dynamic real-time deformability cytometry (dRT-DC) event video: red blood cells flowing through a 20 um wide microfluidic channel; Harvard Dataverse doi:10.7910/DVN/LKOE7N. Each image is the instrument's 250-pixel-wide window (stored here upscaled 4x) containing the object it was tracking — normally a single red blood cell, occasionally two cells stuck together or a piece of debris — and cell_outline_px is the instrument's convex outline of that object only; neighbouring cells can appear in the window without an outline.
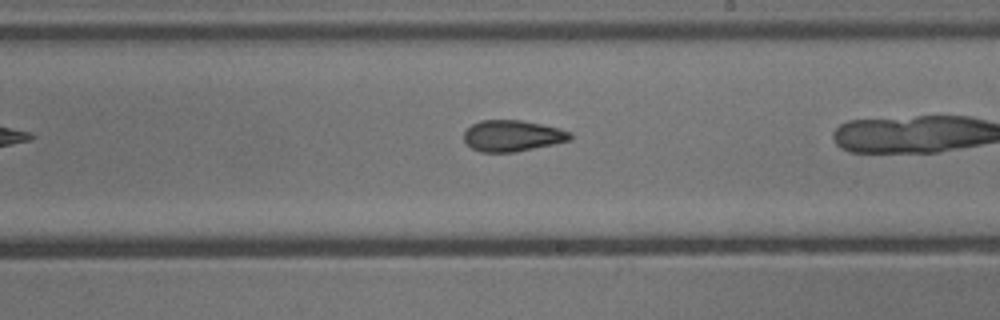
{"species": "common noctule bat (a hibernating species)", "species_latin": "Nyctalus noctula", "temperature_condition": "cold", "stored_images_in_passage": 25, "camera_frame_rate_fps": 3000, "um_per_image_px": 0.085, "animal": {"sex": "male", "body_mass_g": 13.3}, "frame": {"image": 1, "passage_image": 15, "time_ms": 4.667, "image_size_px": [1000, 320], "cell_outline_px": [[572, 140], [516, 152], [480, 152], [472, 148], [464, 140], [464, 132], [472, 124], [480, 120], [520, 120], [560, 128], [572, 132]], "centroid_in_image_um": [43.57, 11.54], "position_along_channel_um": 245.4, "area_um2": 19.36}}
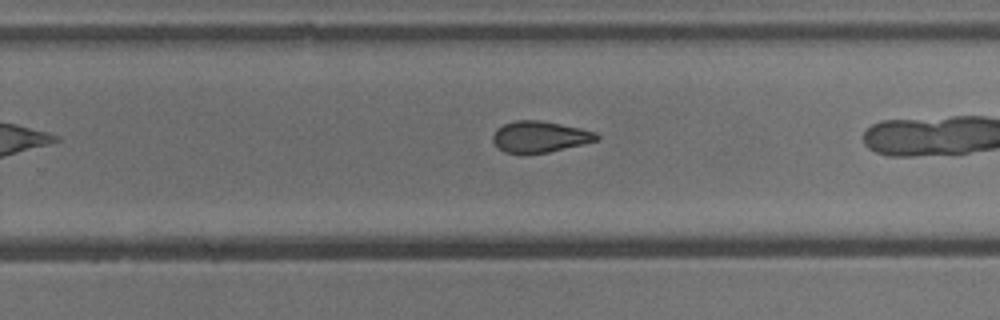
{"frame": {"image": 2, "passage_image": 18, "time_ms": 5.667, "image_size_px": [1000, 320], "cell_outline_px": [[600, 140], [548, 152], [520, 156], [504, 152], [492, 140], [492, 136], [496, 128], [504, 124], [516, 120], [540, 120], [580, 128], [596, 132], [600, 136]], "centroid_in_image_um": [45.86, 11.65], "position_along_channel_um": 283.9, "area_um2": 19.25}}